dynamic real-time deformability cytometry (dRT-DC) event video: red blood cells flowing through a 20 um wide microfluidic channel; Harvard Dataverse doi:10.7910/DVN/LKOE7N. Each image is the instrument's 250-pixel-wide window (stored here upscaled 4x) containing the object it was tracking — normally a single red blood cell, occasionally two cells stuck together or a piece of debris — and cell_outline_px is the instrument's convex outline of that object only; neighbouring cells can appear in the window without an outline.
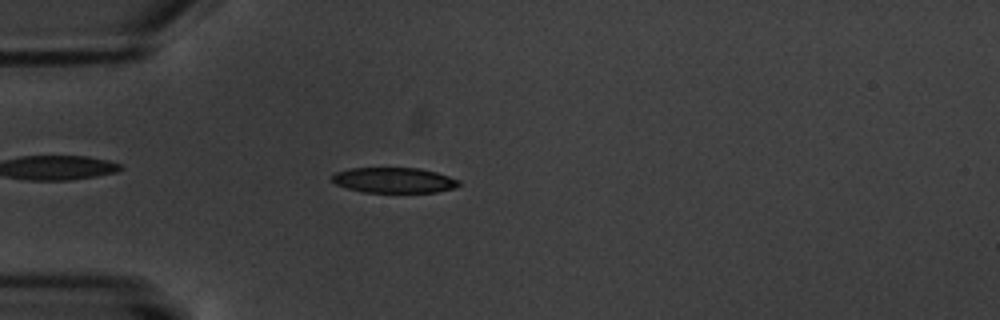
{"species": "common noctule bat (a hibernating species)", "species_latin": "Nyctalus noctula", "temperature_condition": "warm", "stored_images_in_passage": 5, "camera_frame_rate_fps": 3000, "um_per_image_px": 0.085, "animal": {"sex": "male", "body_mass_g": 20.1, "forearm_length_mm": 53.5}, "frame": {"image": 1, "passage_image": 5, "time_ms": 4.333, "image_size_px": [1000, 320], "cell_outline_px": [[460, 184], [456, 188], [436, 192], [364, 192], [348, 188], [336, 184], [332, 180], [332, 176], [336, 172], [352, 168], [416, 168], [436, 172], [460, 180]], "centroid_in_image_um": [33.52, 15.32], "position_along_channel_um": 51.5, "area_um2": 18.61}}